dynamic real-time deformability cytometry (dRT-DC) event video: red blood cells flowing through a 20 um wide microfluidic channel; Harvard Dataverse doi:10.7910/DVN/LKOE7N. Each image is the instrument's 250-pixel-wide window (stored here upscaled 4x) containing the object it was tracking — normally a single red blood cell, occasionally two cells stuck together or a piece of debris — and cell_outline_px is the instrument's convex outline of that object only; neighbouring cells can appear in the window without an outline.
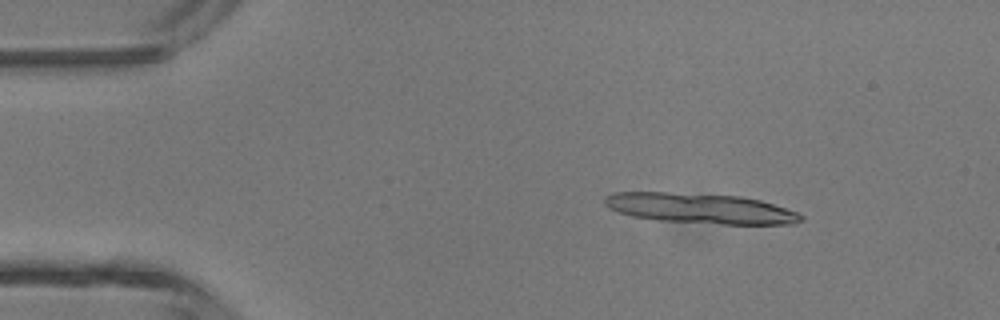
{"species": "common noctule bat (a hibernating species)", "species_latin": "Nyctalus noctula", "temperature_condition": "room temperature", "stored_images_in_passage": 4, "camera_frame_rate_fps": 3000, "um_per_image_px": 0.085, "animal": {"sex": "male", "body_mass_g": 13.3}, "frame": {"image": 1, "passage_image": 2, "time_ms": 0.333, "image_size_px": [1000, 320], "cell_outline_px": [[804, 220], [792, 224], [724, 224], [660, 220], [632, 216], [608, 208], [604, 204], [604, 196], [612, 192], [668, 192], [740, 196], [760, 200], [796, 212], [804, 216]], "centroid_in_image_um": [59.5, 17.7], "position_along_channel_um": 25.5, "area_um2": 34.39}}